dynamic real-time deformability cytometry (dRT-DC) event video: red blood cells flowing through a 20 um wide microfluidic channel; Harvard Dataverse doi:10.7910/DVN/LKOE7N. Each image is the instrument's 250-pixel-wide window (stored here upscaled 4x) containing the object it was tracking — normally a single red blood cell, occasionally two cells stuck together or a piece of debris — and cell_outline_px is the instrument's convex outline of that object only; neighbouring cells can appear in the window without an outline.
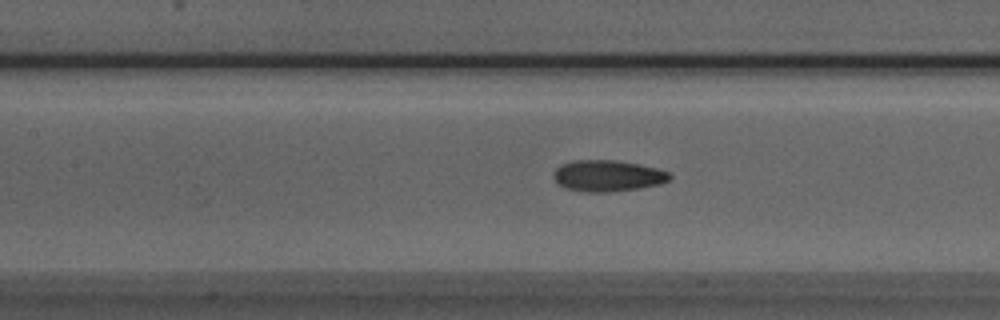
{"species": "Egyptian fruit bat (a non-hibernating species)", "species_latin": "Rousettus aegyptiacus", "temperature_condition": "room temperature", "stored_images_in_passage": 40, "camera_frame_rate_fps": 3000, "um_per_image_px": 0.085, "animal": {"sex": "male"}, "frame": {"image": 1, "passage_image": 10, "time_ms": 3.0, "image_size_px": [1000, 320], "cell_outline_px": [[672, 176], [668, 180], [660, 184], [640, 188], [612, 192], [584, 192], [564, 188], [552, 176], [556, 168], [572, 160], [616, 160], [656, 168], [668, 172]], "centroid_in_image_um": [51.64, 14.95], "position_along_channel_um": 155.8, "area_um2": 21.1}}
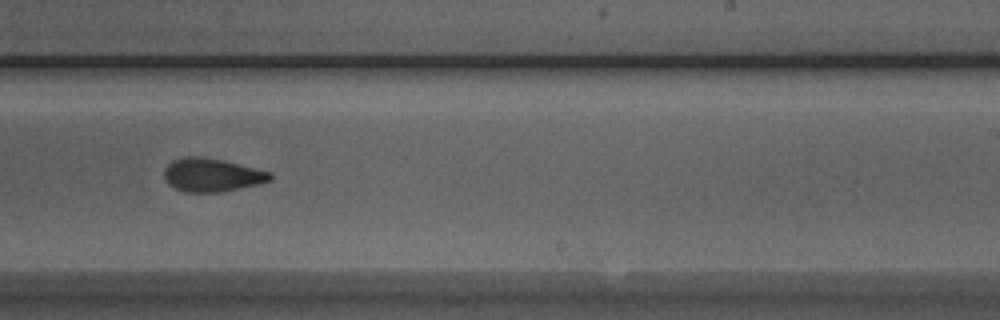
{"frame": {"image": 2, "passage_image": 19, "time_ms": 6.0, "image_size_px": [1000, 320], "cell_outline_px": [[272, 180], [260, 184], [220, 192], [184, 192], [168, 184], [164, 176], [164, 168], [172, 160], [184, 156], [200, 156], [224, 160], [272, 172]], "centroid_in_image_um": [18.02, 14.86], "position_along_channel_um": 271.0, "area_um2": 20.81}}
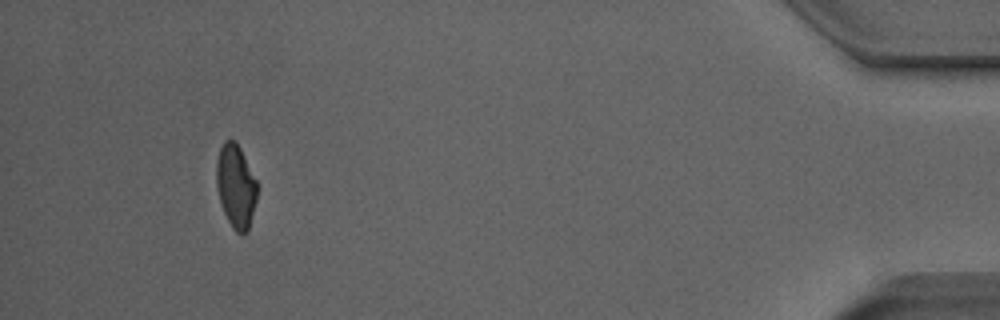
{"frame": {"image": 3, "passage_image": 36, "time_ms": 11.667, "image_size_px": [1000, 320], "cell_outline_px": [[256, 200], [248, 232], [236, 232], [232, 228], [224, 212], [220, 200], [216, 184], [216, 160], [220, 148], [224, 140], [236, 140], [256, 180]], "centroid_in_image_um": [20.03, 15.8], "position_along_channel_um": 415.2, "area_um2": 19.59}, "authors_computed_cell_mechanics": {"area_um2": 20.808, "velocity_mm_per_s": 3.8539, "shape_relaxation_time_tau1_ms": 6.0242, "shape_relaxation_time_tau2_ms": 2.4788, "deformation_change_tau1": 0.1568, "deformation_change_tau2": 0.0867}}